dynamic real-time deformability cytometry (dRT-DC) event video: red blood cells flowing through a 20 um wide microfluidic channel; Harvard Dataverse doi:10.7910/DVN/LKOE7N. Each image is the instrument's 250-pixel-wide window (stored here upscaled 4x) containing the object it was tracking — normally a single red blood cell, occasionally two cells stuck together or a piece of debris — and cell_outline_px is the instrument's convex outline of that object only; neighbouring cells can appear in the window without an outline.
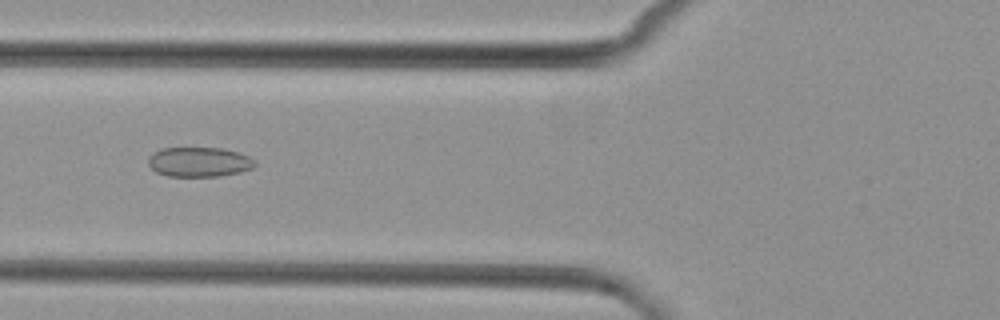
{"species": "common noctule bat (a hibernating species)", "species_latin": "Nyctalus noctula", "temperature_condition": "cold", "stored_images_in_passage": 3, "camera_frame_rate_fps": 3000, "um_per_image_px": 0.085, "animal": {"sex": "female", "body_mass_g": 29.2, "forearm_length_mm": 56.3}, "frame": {"image": 1, "passage_image": 3, "time_ms": 3.0, "image_size_px": [1000, 320], "cell_outline_px": [[256, 164], [252, 168], [240, 172], [220, 176], [168, 176], [156, 172], [148, 164], [148, 156], [152, 152], [160, 148], [224, 148], [248, 156], [256, 160]], "centroid_in_image_um": [16.91, 13.76], "position_along_channel_um": 108.9, "area_um2": 18.55}}